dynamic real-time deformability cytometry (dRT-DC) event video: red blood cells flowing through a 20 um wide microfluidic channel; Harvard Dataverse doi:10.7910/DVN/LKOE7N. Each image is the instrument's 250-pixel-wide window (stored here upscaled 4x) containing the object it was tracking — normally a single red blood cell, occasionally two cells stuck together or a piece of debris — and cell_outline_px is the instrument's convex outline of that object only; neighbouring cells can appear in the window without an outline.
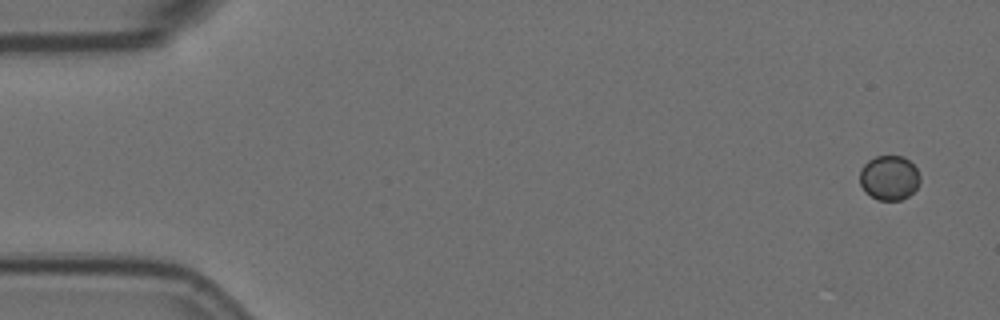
{"species": "Egyptian fruit bat (a non-hibernating species)", "species_latin": "Rousettus aegyptiacus", "temperature_condition": "room temperature", "stored_images_in_passage": 6, "camera_frame_rate_fps": 3000, "um_per_image_px": 0.085, "animal": {"sex": "female"}, "frame": {"image": 1, "passage_image": 1, "time_ms": 0.0, "image_size_px": [1000, 320], "cell_outline_px": [[920, 180], [916, 188], [908, 196], [900, 200], [876, 200], [860, 184], [860, 172], [864, 164], [868, 160], [876, 156], [904, 156], [916, 168], [920, 176]], "centroid_in_image_um": [75.59, 15.1], "position_along_channel_um": 9.4, "area_um2": 15.49}}
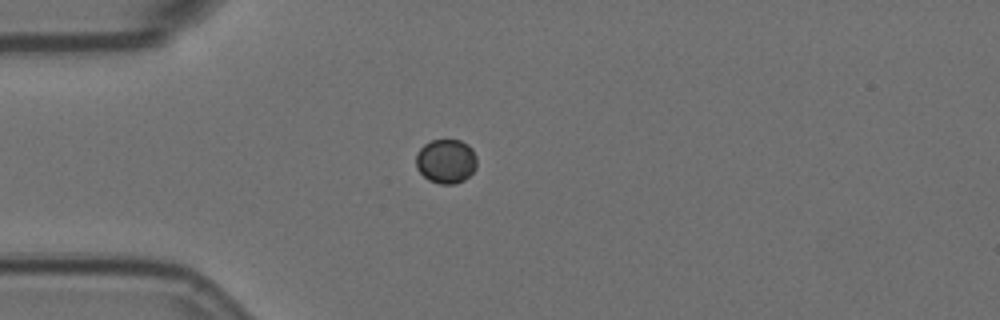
{"frame": {"image": 2, "passage_image": 5, "time_ms": 1.333, "image_size_px": [1000, 320], "cell_outline_px": [[476, 168], [464, 180], [456, 184], [440, 184], [428, 180], [416, 168], [416, 152], [424, 144], [432, 140], [460, 140], [468, 144], [472, 148], [476, 156]], "centroid_in_image_um": [37.9, 13.7], "position_along_channel_um": 47.1, "area_um2": 15.84}}
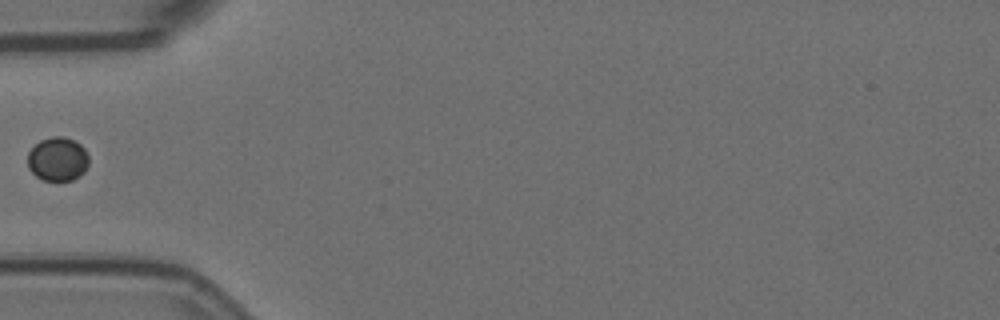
{"frame": {"image": 3, "passage_image": 6, "time_ms": 1.667, "image_size_px": [1000, 320], "cell_outline_px": [[88, 164], [84, 172], [80, 176], [72, 180], [44, 180], [36, 176], [28, 168], [28, 152], [40, 140], [52, 136], [64, 136], [80, 144], [84, 148], [88, 156]], "centroid_in_image_um": [4.9, 13.52], "position_along_channel_um": 80.1, "area_um2": 15.61}}